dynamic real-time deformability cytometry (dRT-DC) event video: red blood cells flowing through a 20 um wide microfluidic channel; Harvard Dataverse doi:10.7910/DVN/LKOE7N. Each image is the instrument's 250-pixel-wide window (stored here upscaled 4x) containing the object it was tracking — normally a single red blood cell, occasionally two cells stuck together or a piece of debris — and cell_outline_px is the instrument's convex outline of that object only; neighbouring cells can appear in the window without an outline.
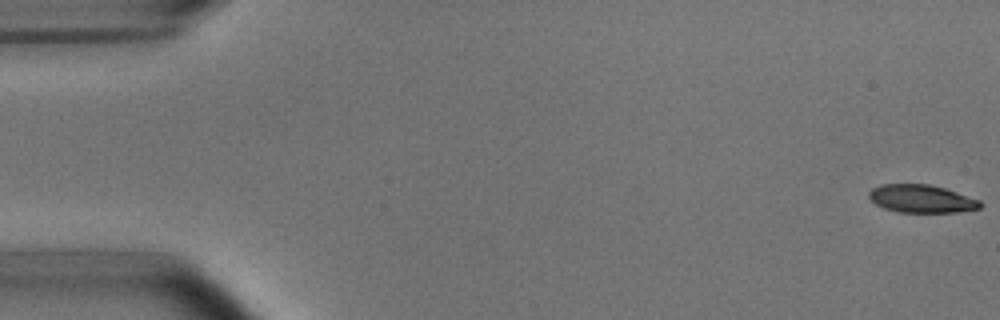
{"species": "common noctule bat (a hibernating species)", "species_latin": "Nyctalus noctula", "temperature_condition": "room temperature", "stored_images_in_passage": 7, "camera_frame_rate_fps": 3000, "um_per_image_px": 0.085, "animal": {"sex": "male", "body_mass_g": 15.6}, "frame": {"image": 1, "passage_image": 1, "time_ms": 0.0, "image_size_px": [1000, 320], "cell_outline_px": [[984, 204], [980, 208], [956, 212], [896, 212], [884, 208], [876, 204], [868, 196], [868, 192], [872, 188], [880, 184], [928, 184], [944, 188], [980, 200]], "centroid_in_image_um": [78.31, 16.89], "position_along_channel_um": 6.7, "area_um2": 18.09}}